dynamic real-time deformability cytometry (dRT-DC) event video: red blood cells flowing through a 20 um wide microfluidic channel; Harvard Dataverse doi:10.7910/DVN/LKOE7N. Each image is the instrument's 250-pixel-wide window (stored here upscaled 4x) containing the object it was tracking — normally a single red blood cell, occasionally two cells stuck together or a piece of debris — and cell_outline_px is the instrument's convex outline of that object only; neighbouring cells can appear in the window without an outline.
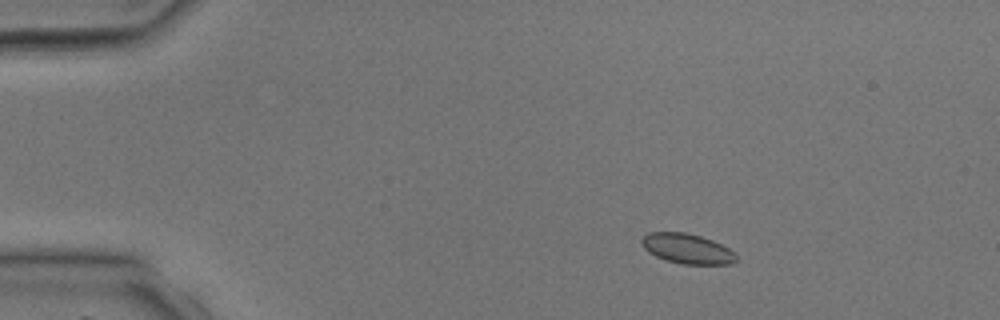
{"species": "common noctule bat (a hibernating species)", "species_latin": "Nyctalus noctula", "temperature_condition": "room temperature", "stored_images_in_passage": 40, "camera_frame_rate_fps": 3000, "um_per_image_px": 0.085, "animal": {"sex": "male", "body_mass_g": 17.9, "forearm_length_mm": 54.2}, "frame": {"image": 1, "passage_image": 6, "time_ms": 1.667, "image_size_px": [1000, 320], "cell_outline_px": [[736, 260], [732, 264], [684, 264], [668, 260], [656, 256], [648, 252], [644, 248], [640, 240], [648, 232], [684, 232], [700, 236], [712, 240], [728, 248], [736, 256]], "centroid_in_image_um": [58.38, 21.13], "position_along_channel_um": 26.6, "area_um2": 16.3}}
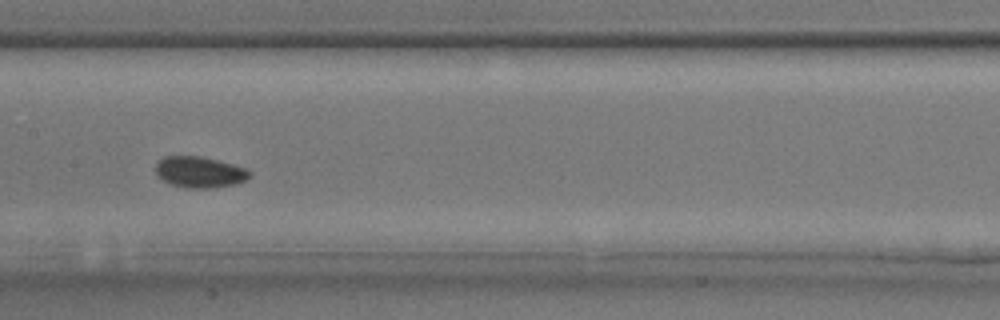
{"frame": {"image": 2, "passage_image": 20, "time_ms": 6.333, "image_size_px": [1000, 320], "cell_outline_px": [[252, 172], [244, 180], [236, 184], [208, 188], [184, 188], [168, 184], [156, 172], [156, 164], [164, 156], [200, 156], [232, 164], [244, 168]], "centroid_in_image_um": [16.94, 14.63], "position_along_channel_um": 190.5, "area_um2": 16.82}}
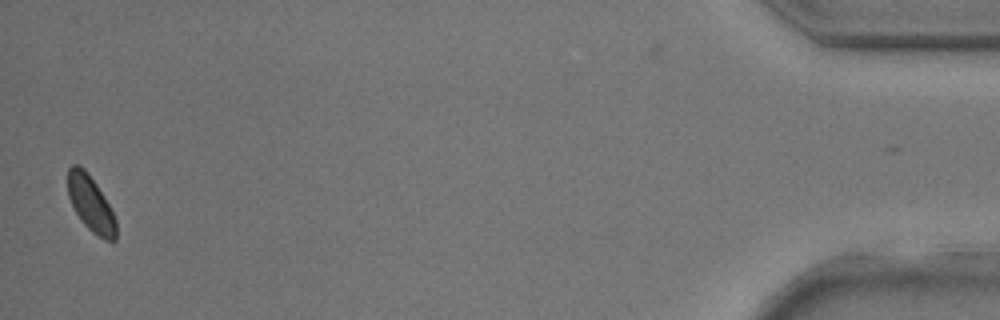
{"frame": {"image": 3, "passage_image": 39, "time_ms": 12.667, "image_size_px": [1000, 320], "cell_outline_px": [[116, 240], [104, 240], [92, 232], [80, 220], [68, 196], [68, 168], [72, 164], [76, 164], [84, 168], [96, 184], [104, 196], [116, 220]], "centroid_in_image_um": [7.7, 17.32], "position_along_channel_um": 427.5, "area_um2": 15.49}}